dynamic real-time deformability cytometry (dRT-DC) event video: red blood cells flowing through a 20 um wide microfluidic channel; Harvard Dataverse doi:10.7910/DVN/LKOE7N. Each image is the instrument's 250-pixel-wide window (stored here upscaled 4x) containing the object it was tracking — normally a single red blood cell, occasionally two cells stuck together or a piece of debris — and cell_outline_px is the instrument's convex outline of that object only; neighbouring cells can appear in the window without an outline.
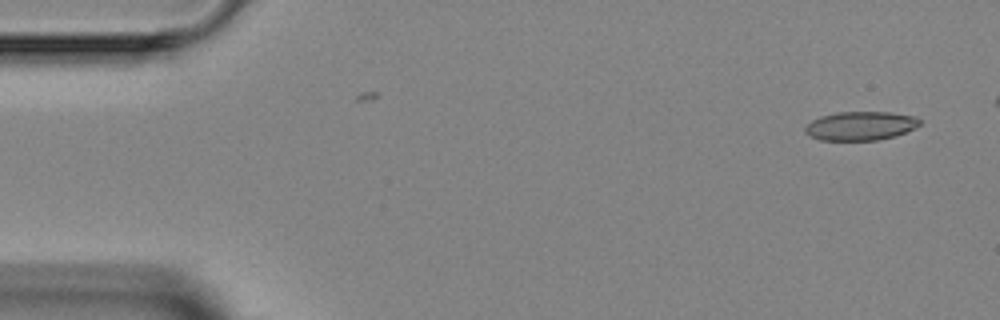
{"species": "Egyptian fruit bat (a non-hibernating species)", "species_latin": "Rousettus aegyptiacus", "temperature_condition": "room temperature", "stored_images_in_passage": 4, "camera_frame_rate_fps": 3000, "um_per_image_px": 0.085, "animal": {"sex": "female"}, "frame": {"image": 1, "passage_image": 4, "time_ms": 4.333, "image_size_px": [1000, 320], "cell_outline_px": [[920, 124], [896, 136], [876, 140], [820, 140], [804, 132], [804, 128], [812, 120], [820, 116], [836, 112], [888, 112], [912, 116], [920, 120]], "centroid_in_image_um": [73.1, 10.7], "position_along_channel_um": 11.9, "area_um2": 19.02}}